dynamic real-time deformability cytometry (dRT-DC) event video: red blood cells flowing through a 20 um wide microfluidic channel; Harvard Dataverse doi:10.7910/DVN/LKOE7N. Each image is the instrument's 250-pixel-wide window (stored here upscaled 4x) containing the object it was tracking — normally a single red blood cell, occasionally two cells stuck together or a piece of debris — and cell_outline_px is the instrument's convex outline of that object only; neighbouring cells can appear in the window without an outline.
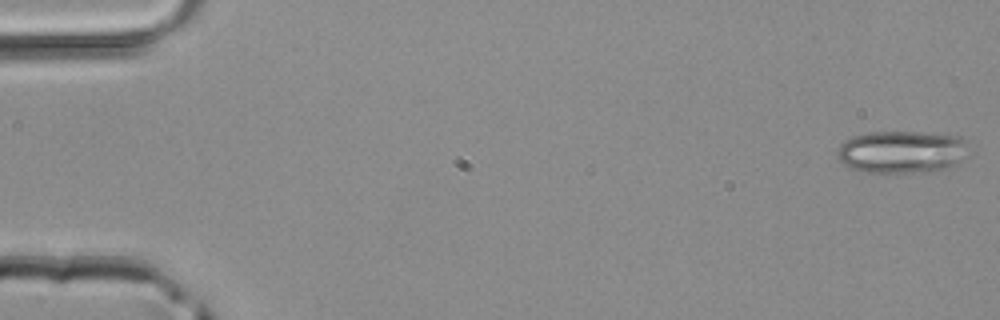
{"species": "common noctule bat (a hibernating species)", "species_latin": "Nyctalus noctula", "temperature_condition": "room temperature", "stored_images_in_passage": 42, "camera_frame_rate_fps": 3000, "um_per_image_px": 0.085, "animal": {"sex": "male", "body_mass_g": 20.4}, "frame": {"image": 1, "passage_image": 1, "time_ms": 0.0, "image_size_px": [1000, 320], "cell_outline_px": [[964, 140], [956, 164], [944, 168], [912, 172], [864, 172], [852, 168], [844, 164], [836, 156], [836, 152], [840, 144], [852, 136], [872, 132], [916, 132], [960, 136]], "centroid_in_image_um": [76.49, 12.89], "position_along_channel_um": 8.5, "area_um2": 31.39}}
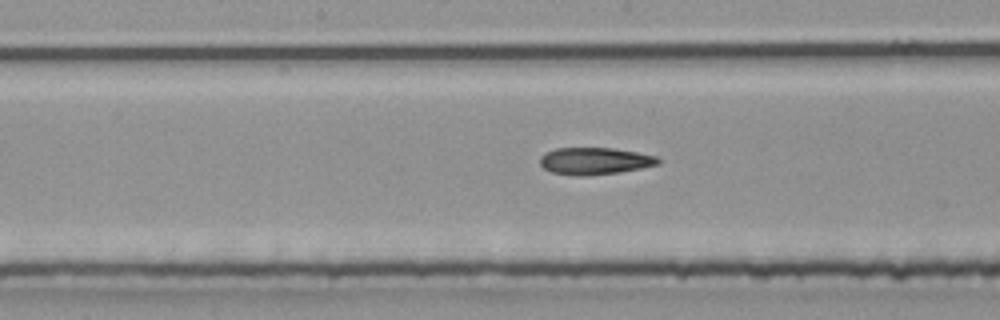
{"frame": {"image": 2, "passage_image": 24, "time_ms": 7.667, "image_size_px": [1000, 320], "cell_outline_px": [[660, 164], [640, 168], [616, 172], [584, 176], [576, 176], [552, 172], [544, 168], [540, 164], [540, 156], [544, 152], [556, 148], [612, 148], [636, 152], [656, 156], [660, 160]], "centroid_in_image_um": [50.51, 13.68], "position_along_channel_um": 197.7, "area_um2": 18.5}}
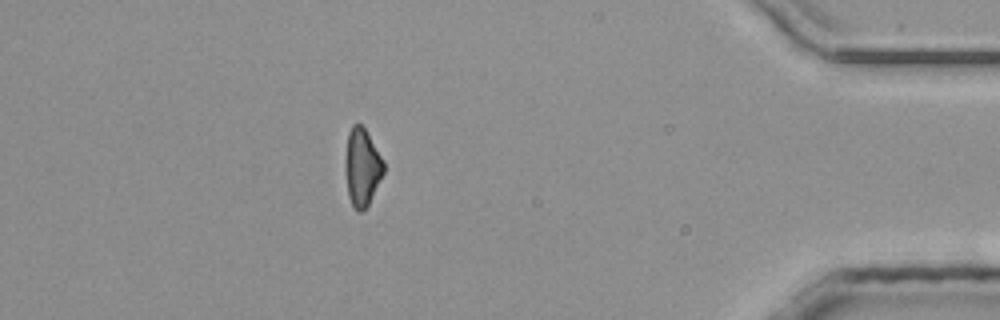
{"frame": {"image": 3, "passage_image": 41, "time_ms": 13.333, "image_size_px": [1000, 320], "cell_outline_px": [[384, 172], [368, 208], [364, 212], [360, 212], [352, 204], [348, 196], [344, 168], [344, 164], [348, 132], [352, 124], [360, 124], [364, 128], [384, 160]], "centroid_in_image_um": [30.77, 14.25], "position_along_channel_um": 404.4, "area_um2": 17.63}}